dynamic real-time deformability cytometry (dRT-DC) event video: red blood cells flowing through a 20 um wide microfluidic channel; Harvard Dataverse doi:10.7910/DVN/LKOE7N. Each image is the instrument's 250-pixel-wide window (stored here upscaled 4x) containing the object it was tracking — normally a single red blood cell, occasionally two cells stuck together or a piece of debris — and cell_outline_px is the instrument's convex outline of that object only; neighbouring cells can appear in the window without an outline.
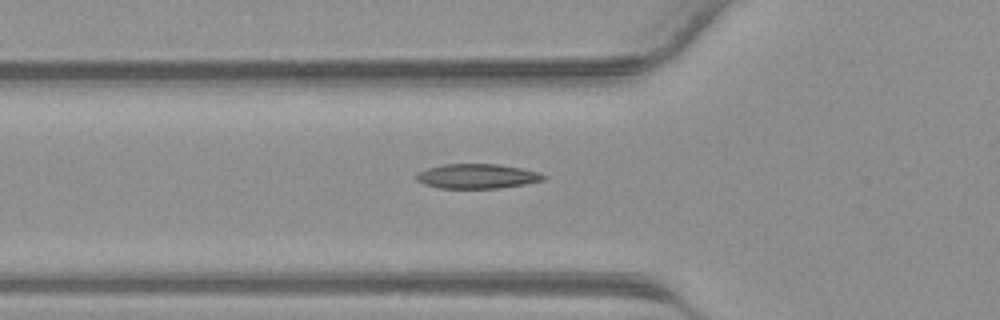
{"species": "common noctule bat (a hibernating species)", "species_latin": "Nyctalus noctula", "temperature_condition": "warm", "stored_images_in_passage": 31, "camera_frame_rate_fps": 3000, "um_per_image_px": 0.085, "animal": {"sex": "male", "body_mass_g": 23.1, "forearm_length_mm": 52.7}, "frame": {"image": 1, "passage_image": 3, "time_ms": 0.667, "image_size_px": [1000, 320], "cell_outline_px": [[548, 176], [544, 180], [524, 184], [500, 188], [440, 188], [424, 184], [416, 180], [416, 172], [428, 168], [444, 164], [500, 164], [540, 172]], "centroid_in_image_um": [40.56, 14.97], "position_along_channel_um": 85.2, "area_um2": 18.32}}
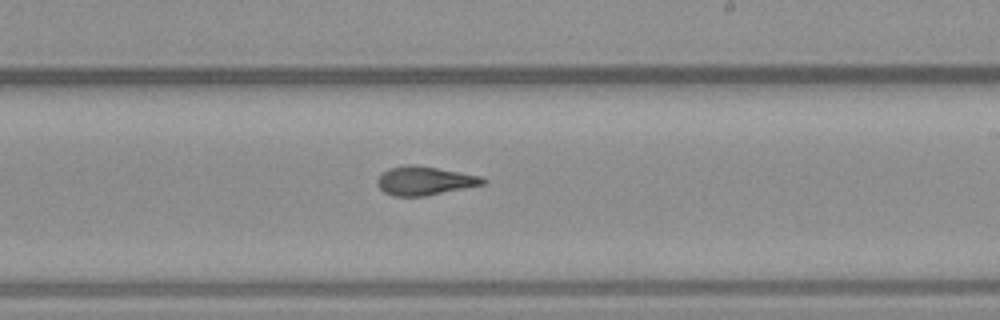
{"frame": {"image": 2, "passage_image": 13, "time_ms": 4.0, "image_size_px": [1000, 320], "cell_outline_px": [[488, 184], [424, 196], [392, 196], [384, 192], [380, 188], [376, 180], [388, 168], [404, 164], [416, 164], [480, 176], [488, 180]], "centroid_in_image_um": [36.12, 15.36], "position_along_channel_um": 252.9, "area_um2": 17.8}}
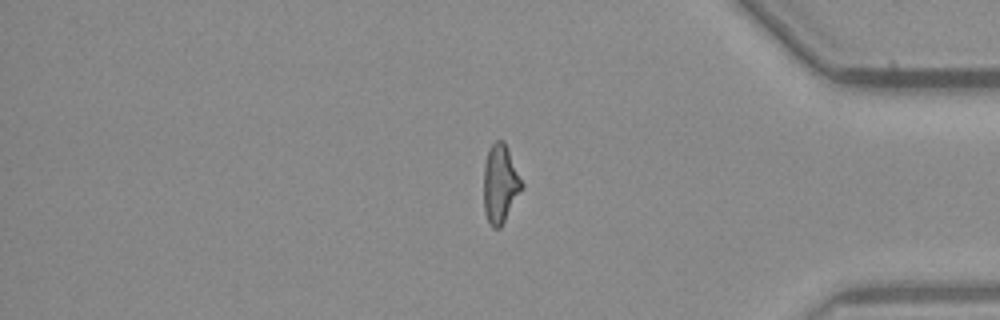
{"frame": {"image": 3, "passage_image": 23, "time_ms": 7.333, "image_size_px": [1000, 320], "cell_outline_px": [[524, 188], [500, 228], [492, 228], [484, 212], [484, 164], [488, 152], [492, 144], [496, 140], [504, 140], [508, 148], [524, 184]], "centroid_in_image_um": [42.54, 15.63], "position_along_channel_um": 392.7, "area_um2": 17.57}}